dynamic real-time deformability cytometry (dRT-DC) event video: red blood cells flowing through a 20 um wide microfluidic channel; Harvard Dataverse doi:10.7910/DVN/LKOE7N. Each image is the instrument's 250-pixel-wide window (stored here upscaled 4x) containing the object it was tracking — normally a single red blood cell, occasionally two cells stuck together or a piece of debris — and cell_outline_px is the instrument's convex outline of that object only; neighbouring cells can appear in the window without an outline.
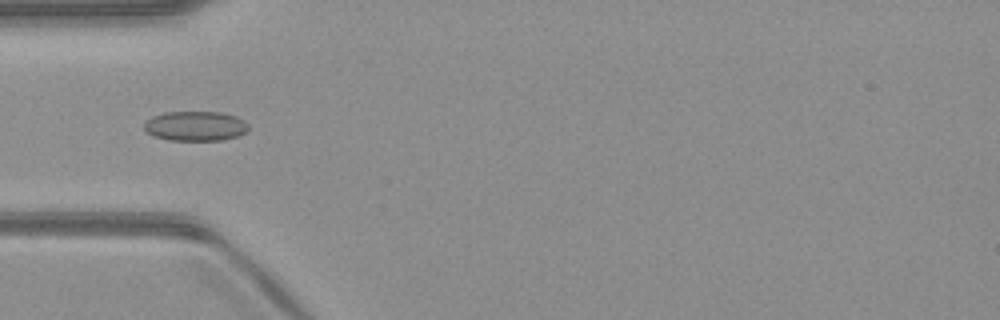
{"species": "common noctule bat (a hibernating species)", "species_latin": "Nyctalus noctula", "temperature_condition": "warm", "stored_images_in_passage": 21, "camera_frame_rate_fps": 3000, "um_per_image_px": 0.085, "animal": {"sex": "male", "body_mass_g": 23.1, "forearm_length_mm": 52.7}, "frame": {"image": 1, "passage_image": 4, "time_ms": 1.0, "image_size_px": [1000, 320], "cell_outline_px": [[248, 128], [244, 132], [236, 136], [220, 140], [168, 140], [152, 136], [144, 128], [144, 124], [152, 116], [164, 112], [220, 112], [236, 116], [244, 120], [248, 124]], "centroid_in_image_um": [16.59, 10.71], "position_along_channel_um": 68.4, "area_um2": 17.98}}